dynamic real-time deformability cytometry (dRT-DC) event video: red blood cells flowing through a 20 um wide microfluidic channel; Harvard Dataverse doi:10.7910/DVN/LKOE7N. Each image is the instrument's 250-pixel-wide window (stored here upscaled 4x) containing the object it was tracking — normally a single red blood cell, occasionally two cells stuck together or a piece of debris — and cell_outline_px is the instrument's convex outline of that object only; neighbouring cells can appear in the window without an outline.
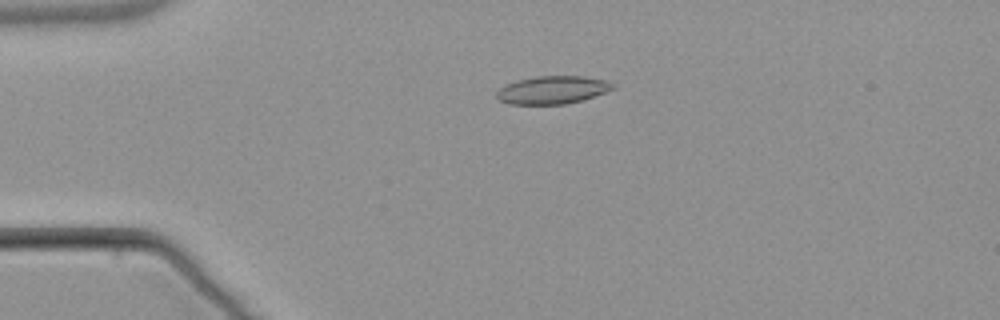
{"species": "common noctule bat (a hibernating species)", "species_latin": "Nyctalus noctula", "temperature_condition": "warm", "stored_images_in_passage": 5, "camera_frame_rate_fps": 3000, "um_per_image_px": 0.085, "animal": {"sex": "male", "body_mass_g": 21.5, "forearm_length_mm": 52.0}, "frame": {"image": 1, "passage_image": 4, "time_ms": 3.667, "image_size_px": [1000, 320], "cell_outline_px": [[616, 88], [580, 100], [564, 104], [508, 104], [500, 100], [496, 96], [496, 92], [500, 88], [516, 80], [536, 76], [584, 76], [604, 80], [616, 84]], "centroid_in_image_um": [46.95, 7.63], "position_along_channel_um": 38.0, "area_um2": 18.73}}
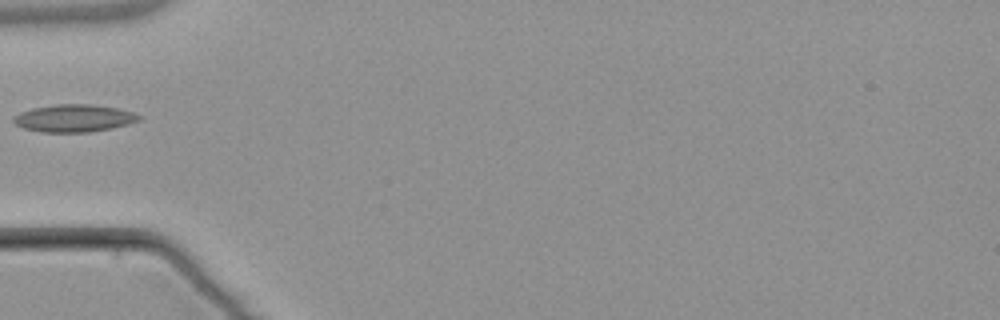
{"frame": {"image": 2, "passage_image": 5, "time_ms": 5.667, "image_size_px": [1000, 320], "cell_outline_px": [[140, 120], [128, 124], [112, 128], [88, 132], [40, 132], [24, 128], [16, 124], [12, 120], [20, 112], [32, 108], [56, 104], [92, 104], [116, 108], [132, 112], [140, 116]], "centroid_in_image_um": [6.28, 10.05], "position_along_channel_um": 78.7, "area_um2": 19.94}}